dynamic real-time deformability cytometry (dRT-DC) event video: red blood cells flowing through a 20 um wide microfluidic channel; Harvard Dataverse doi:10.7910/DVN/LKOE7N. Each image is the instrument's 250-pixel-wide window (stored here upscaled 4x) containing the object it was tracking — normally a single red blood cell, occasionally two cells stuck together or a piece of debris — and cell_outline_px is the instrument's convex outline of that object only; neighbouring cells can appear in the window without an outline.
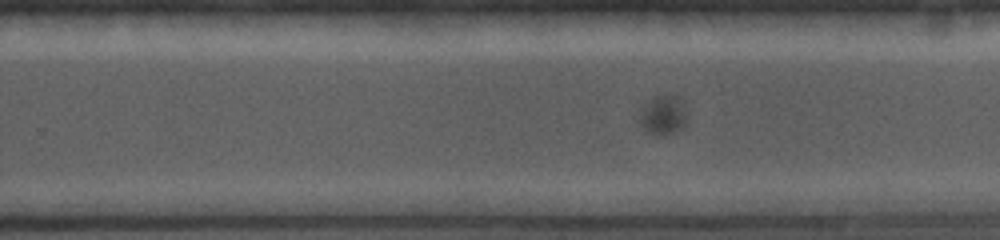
{"species": "common noctule bat (a hibernating species)", "species_latin": "Nyctalus noctula", "temperature_condition": "cold", "stored_images_in_passage": 52, "camera_frame_rate_fps": 5000, "um_per_image_px": 0.085, "animal": {"sex": "female", "body_mass_g": 19.0, "forearm_length_mm": 56.7}, "frame": {"image": 1, "passage_image": 38, "time_ms": 12.6, "image_size_px": [1000, 240], "cell_outline_px": [[688, 116], [684, 124], [680, 128], [672, 132], [656, 136], [640, 120], [648, 100], [652, 96], [680, 96]], "centroid_in_image_um": [56.46, 9.73], "position_along_channel_um": 273.3, "area_um2": 10.17}}
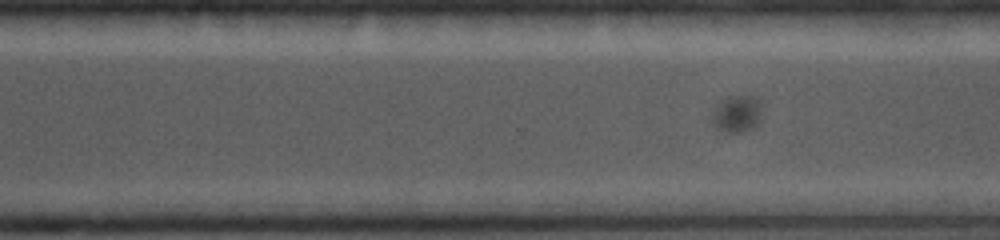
{"frame": {"image": 2, "passage_image": 42, "time_ms": 13.6, "image_size_px": [1000, 240], "cell_outline_px": [[760, 120], [752, 128], [740, 132], [728, 132], [720, 128], [712, 120], [712, 116], [716, 108], [728, 96], [752, 96], [760, 104]], "centroid_in_image_um": [62.67, 9.67], "position_along_channel_um": 307.9, "area_um2": 10.06}}